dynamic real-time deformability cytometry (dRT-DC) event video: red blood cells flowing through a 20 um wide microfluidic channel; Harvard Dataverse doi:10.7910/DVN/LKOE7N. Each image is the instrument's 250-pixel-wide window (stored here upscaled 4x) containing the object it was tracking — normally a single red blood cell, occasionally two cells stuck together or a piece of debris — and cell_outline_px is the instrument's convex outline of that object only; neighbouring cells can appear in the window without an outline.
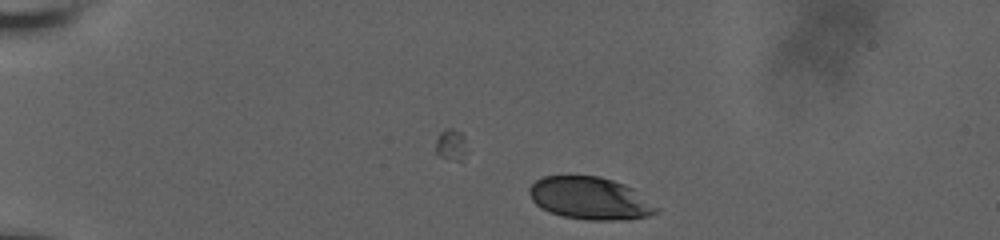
{"species": "human", "species_latin": "Homo sapiens", "temperature_condition": "room temperature", "stored_images_in_passage": 37, "camera_frame_rate_fps": 3000, "um_per_image_px": 0.085, "donor": {"sex": "male"}, "frame": {"image": 1, "passage_image": 1, "time_ms": 0.0, "image_size_px": [1000, 240], "cell_outline_px": [[660, 212], [648, 216], [628, 220], [588, 220], [564, 216], [548, 212], [540, 208], [532, 200], [528, 192], [528, 188], [536, 180], [544, 176], [600, 176], [624, 184], [632, 188], [660, 208]], "centroid_in_image_um": [50.16, 16.87], "position_along_channel_um": 34.8, "area_um2": 31.62}}
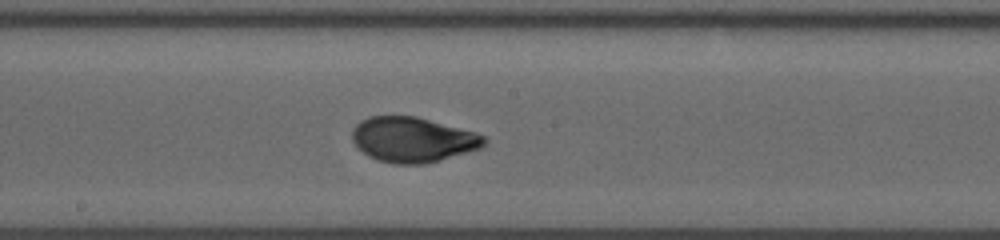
{"frame": {"image": 2, "passage_image": 22, "time_ms": 7.0, "image_size_px": [1000, 240], "cell_outline_px": [[488, 140], [480, 148], [440, 160], [424, 164], [392, 164], [376, 160], [368, 156], [352, 140], [352, 128], [360, 120], [368, 116], [416, 116], [476, 132], [484, 136]], "centroid_in_image_um": [35.07, 11.86], "position_along_channel_um": 213.1, "area_um2": 34.74}}
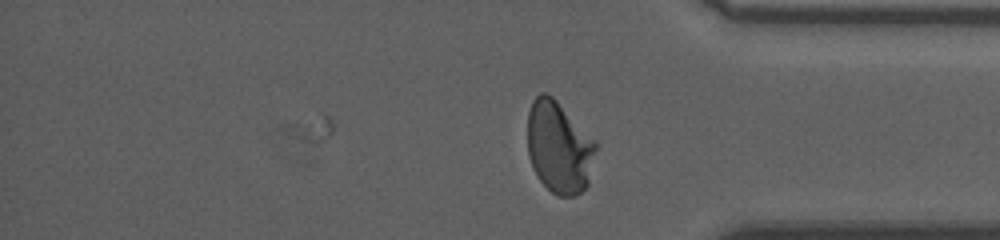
{"frame": {"image": 3, "passage_image": 37, "time_ms": 12.0, "image_size_px": [1000, 240], "cell_outline_px": [[600, 144], [588, 184], [576, 196], [556, 196], [540, 180], [532, 168], [528, 156], [528, 112], [532, 100], [540, 92], [544, 92], [552, 96]], "centroid_in_image_um": [47.55, 12.52], "position_along_channel_um": 387.7, "area_um2": 37.17}, "authors_computed_cell_mechanics": {"area_um2": 34.391, "velocity_mm_per_s": 3.6341, "shape_relaxation_time_tau1_ms": 3.8706, "shape_relaxation_time_tau2_ms": null, "deformation_change_tau1": 0.1512, "deformation_change_tau2": null}}